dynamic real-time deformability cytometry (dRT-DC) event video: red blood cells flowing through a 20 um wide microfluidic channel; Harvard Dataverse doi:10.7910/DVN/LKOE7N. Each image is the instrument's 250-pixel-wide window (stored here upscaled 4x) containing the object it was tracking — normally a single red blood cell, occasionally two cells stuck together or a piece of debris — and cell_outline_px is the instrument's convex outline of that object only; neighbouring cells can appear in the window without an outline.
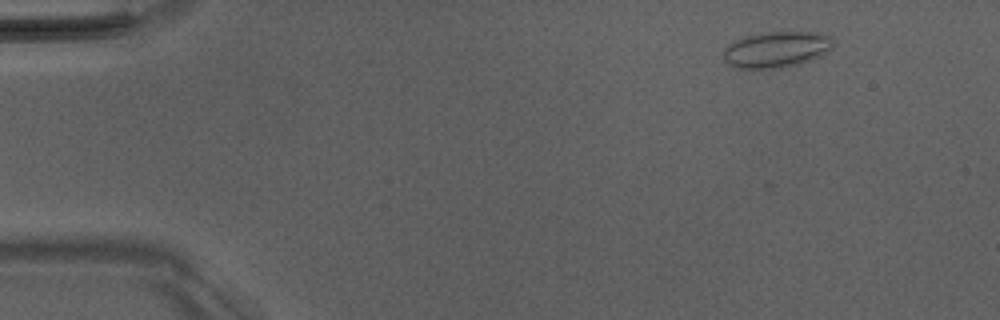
{"species": "Egyptian fruit bat (a non-hibernating species)", "species_latin": "Rousettus aegyptiacus", "temperature_condition": "room temperature", "stored_images_in_passage": 4, "camera_frame_rate_fps": 3000, "um_per_image_px": 0.085, "animal": {"sex": "male"}, "frame": {"image": 1, "passage_image": 2, "time_ms": 1.333, "image_size_px": [1000, 320], "cell_outline_px": [[836, 44], [832, 48], [820, 56], [812, 60], [800, 64], [780, 68], [732, 68], [724, 60], [724, 48], [728, 44], [736, 40], [760, 32], [816, 32], [832, 36], [836, 40]], "centroid_in_image_um": [66.04, 4.2], "position_along_channel_um": 19.0, "area_um2": 23.41}}